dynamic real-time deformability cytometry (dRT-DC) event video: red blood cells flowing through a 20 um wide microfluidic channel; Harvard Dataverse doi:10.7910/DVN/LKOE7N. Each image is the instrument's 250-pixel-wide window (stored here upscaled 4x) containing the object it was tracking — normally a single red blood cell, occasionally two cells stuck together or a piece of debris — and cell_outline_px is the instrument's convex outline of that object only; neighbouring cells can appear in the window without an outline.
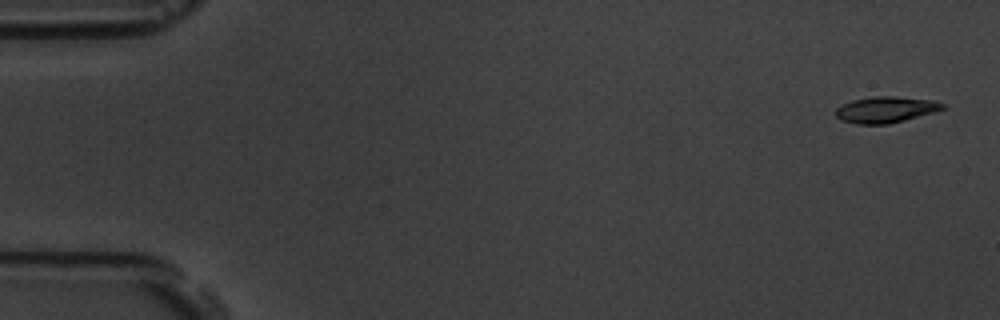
{"species": "common noctule bat (a hibernating species)", "species_latin": "Nyctalus noctula", "temperature_condition": "room temperature", "stored_images_in_passage": 6, "camera_frame_rate_fps": 3000, "um_per_image_px": 0.085, "animal": {"sex": "male", "body_mass_g": 19.5, "forearm_length_mm": 54.6}, "frame": {"image": 1, "passage_image": 1, "time_ms": 0.0, "image_size_px": [1000, 320], "cell_outline_px": [[948, 108], [936, 112], [888, 124], [856, 124], [840, 120], [836, 116], [836, 108], [852, 100], [872, 96], [892, 96], [936, 100], [944, 104]], "centroid_in_image_um": [75.33, 9.31], "position_along_channel_um": 9.7, "area_um2": 16.47}}
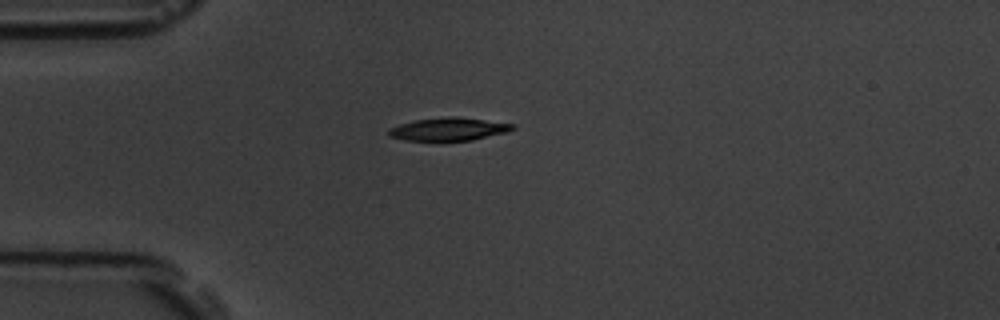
{"frame": {"image": 2, "passage_image": 5, "time_ms": 4.333, "image_size_px": [1000, 320], "cell_outline_px": [[516, 128], [508, 132], [472, 140], [404, 140], [388, 136], [388, 128], [412, 120], [448, 116], [456, 116], [516, 124]], "centroid_in_image_um": [38.15, 10.96], "position_along_channel_um": 46.9, "area_um2": 16.7}}
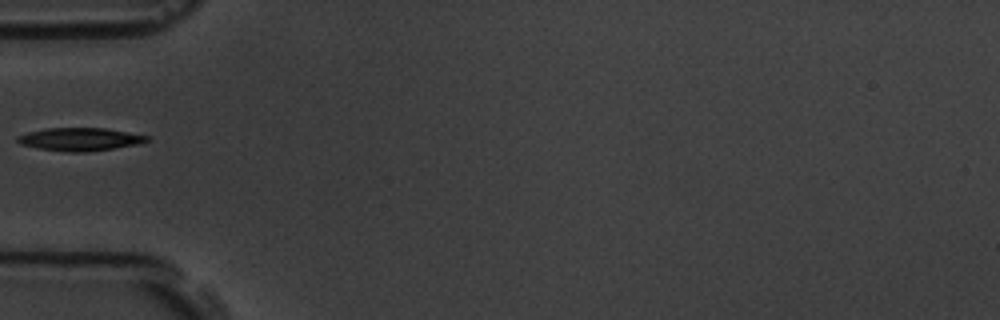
{"frame": {"image": 3, "passage_image": 6, "time_ms": 5.667, "image_size_px": [1000, 320], "cell_outline_px": [[148, 140], [140, 144], [84, 152], [68, 152], [40, 148], [20, 144], [16, 140], [16, 136], [28, 132], [44, 128], [104, 128], [148, 136]], "centroid_in_image_um": [6.75, 11.83], "position_along_channel_um": 78.3, "area_um2": 17.11}}